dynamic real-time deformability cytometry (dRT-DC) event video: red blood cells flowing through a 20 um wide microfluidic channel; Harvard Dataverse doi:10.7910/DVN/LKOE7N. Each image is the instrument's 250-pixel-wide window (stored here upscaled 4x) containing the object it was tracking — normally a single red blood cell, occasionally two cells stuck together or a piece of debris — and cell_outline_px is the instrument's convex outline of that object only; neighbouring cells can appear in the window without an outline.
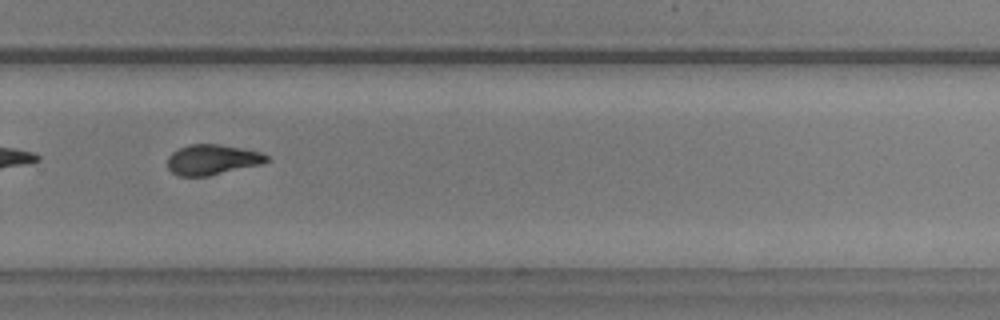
{"species": "common noctule bat (a hibernating species)", "species_latin": "Nyctalus noctula", "temperature_condition": "warm", "stored_images_in_passage": 52, "segment_of_instrument_passage": [2, 2], "camera_frame_rate_fps": 3000, "um_per_image_px": 0.085, "animal": {"sex": "male", "body_mass_g": 20.5, "forearm_length_mm": 52.5}, "frame": {"image": 1, "passage_image": 34, "time_ms": 11.0, "image_size_px": [1000, 320], "cell_outline_px": [[272, 160], [264, 164], [208, 176], [180, 176], [172, 172], [168, 168], [168, 156], [172, 152], [188, 144], [216, 144], [264, 152]], "centroid_in_image_um": [18.1, 13.57], "position_along_channel_um": 311.7, "area_um2": 17.69}}
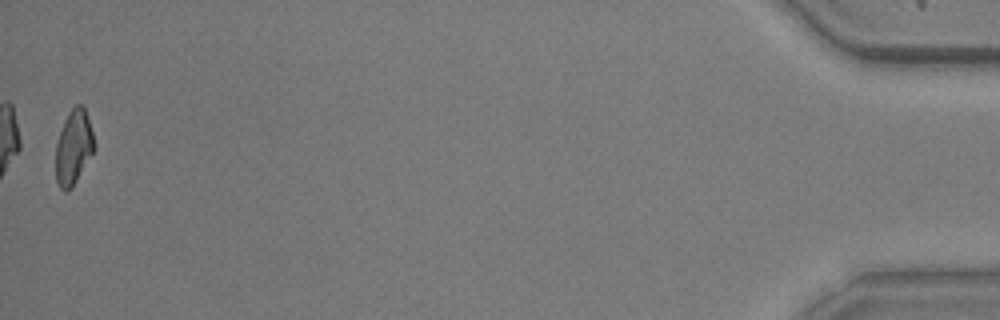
{"frame": {"image": 2, "passage_image": 52, "time_ms": 17.0, "image_size_px": [1000, 320], "cell_outline_px": [[96, 148], [72, 188], [64, 192], [60, 188], [56, 180], [56, 144], [64, 120], [68, 112], [76, 104], [80, 104], [84, 108], [96, 144]], "centroid_in_image_um": [6.26, 12.54], "position_along_channel_um": 428.9, "area_um2": 16.7}}